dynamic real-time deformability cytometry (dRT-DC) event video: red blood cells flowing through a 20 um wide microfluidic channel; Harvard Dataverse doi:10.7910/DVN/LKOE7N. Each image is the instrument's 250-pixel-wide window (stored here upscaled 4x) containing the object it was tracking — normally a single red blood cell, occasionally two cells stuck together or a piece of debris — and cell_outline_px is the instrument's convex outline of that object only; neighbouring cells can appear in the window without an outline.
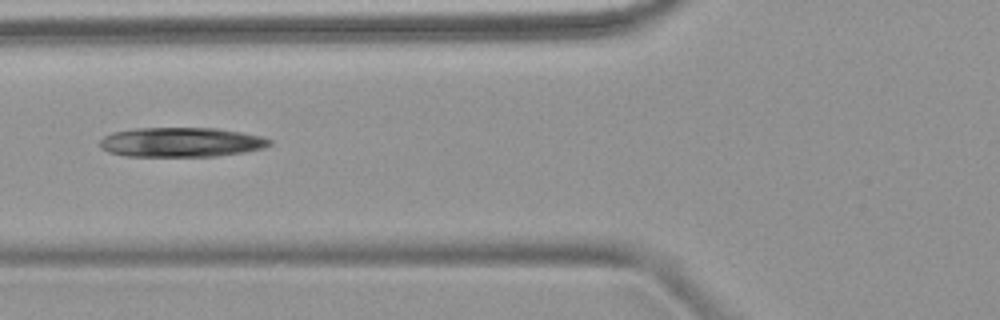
{"species": "common noctule bat (a hibernating species)", "species_latin": "Nyctalus noctula", "temperature_condition": "warm", "stored_images_in_passage": 4, "camera_frame_rate_fps": 3000, "um_per_image_px": 0.085, "animal": {"sex": "female", "body_mass_g": 18.4}, "frame": {"image": 1, "passage_image": 4, "time_ms": 3.667, "image_size_px": [1000, 320], "cell_outline_px": [[272, 144], [264, 148], [244, 152], [216, 156], [124, 156], [108, 152], [100, 148], [100, 140], [104, 136], [112, 132], [136, 128], [216, 128], [240, 132], [260, 136], [272, 140]], "centroid_in_image_um": [15.38, 12.09], "position_along_channel_um": 110.4, "area_um2": 29.3}}